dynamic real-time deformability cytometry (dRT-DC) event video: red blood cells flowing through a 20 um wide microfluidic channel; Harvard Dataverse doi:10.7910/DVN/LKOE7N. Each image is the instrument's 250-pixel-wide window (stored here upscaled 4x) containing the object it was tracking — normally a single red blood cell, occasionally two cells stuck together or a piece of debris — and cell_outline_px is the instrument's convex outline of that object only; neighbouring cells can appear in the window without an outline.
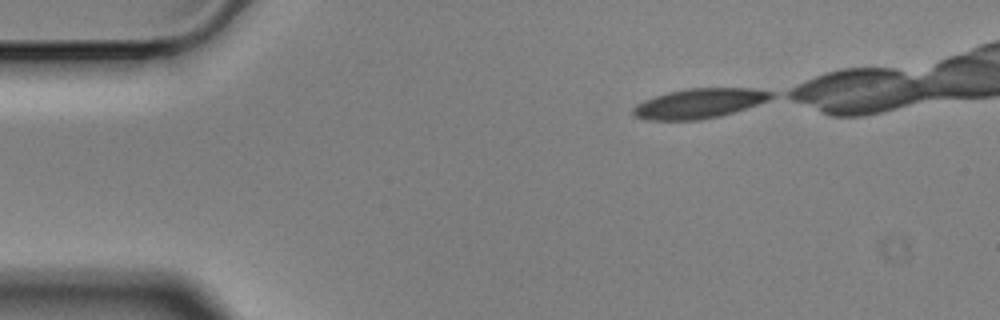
{"species": "Egyptian fruit bat (a non-hibernating species)", "species_latin": "Rousettus aegyptiacus", "temperature_condition": "cold", "stored_images_in_passage": 4, "camera_frame_rate_fps": 3000, "um_per_image_px": 0.085, "animal": {"sex": "male"}, "frame": {"image": 1, "passage_image": 1, "time_ms": 0.0, "image_size_px": [1000, 320], "cell_outline_px": [[776, 96], [768, 100], [720, 116], [700, 120], [648, 120], [636, 116], [632, 112], [632, 108], [636, 104], [644, 100], [668, 92], [688, 88], [752, 88], [776, 92]], "centroid_in_image_um": [59.45, 8.78], "position_along_channel_um": 25.6, "area_um2": 23.87}}